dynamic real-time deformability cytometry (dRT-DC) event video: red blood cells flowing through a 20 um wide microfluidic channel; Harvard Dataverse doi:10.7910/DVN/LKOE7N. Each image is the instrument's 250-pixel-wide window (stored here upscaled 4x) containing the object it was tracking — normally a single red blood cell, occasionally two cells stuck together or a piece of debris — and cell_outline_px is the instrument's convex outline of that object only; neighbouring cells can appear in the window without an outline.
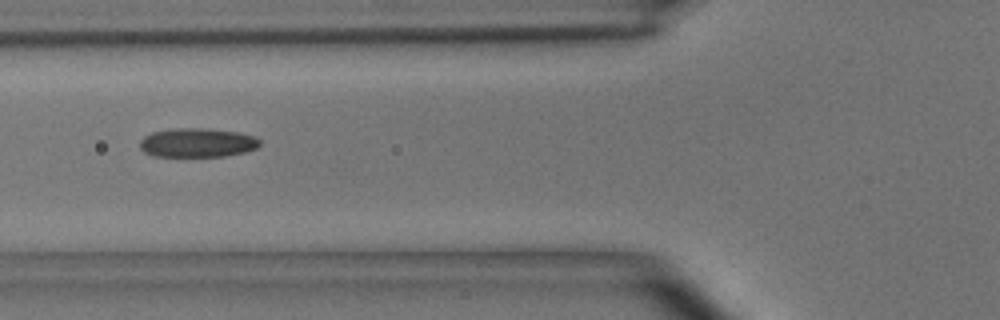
{"species": "common noctule bat (a hibernating species)", "species_latin": "Nyctalus noctula", "temperature_condition": "room temperature", "stored_images_in_passage": 7, "camera_frame_rate_fps": 3000, "um_per_image_px": 0.085, "animal": {"sex": "male", "body_mass_g": 15.6}, "frame": {"image": 1, "passage_image": 6, "time_ms": 5.667, "image_size_px": [1000, 320], "cell_outline_px": [[260, 144], [256, 148], [244, 152], [224, 156], [156, 156], [144, 152], [140, 148], [140, 140], [144, 136], [152, 132], [176, 128], [204, 128], [240, 132], [256, 136], [260, 140]], "centroid_in_image_um": [16.79, 12.12], "position_along_channel_um": 109.0, "area_um2": 20.35}}